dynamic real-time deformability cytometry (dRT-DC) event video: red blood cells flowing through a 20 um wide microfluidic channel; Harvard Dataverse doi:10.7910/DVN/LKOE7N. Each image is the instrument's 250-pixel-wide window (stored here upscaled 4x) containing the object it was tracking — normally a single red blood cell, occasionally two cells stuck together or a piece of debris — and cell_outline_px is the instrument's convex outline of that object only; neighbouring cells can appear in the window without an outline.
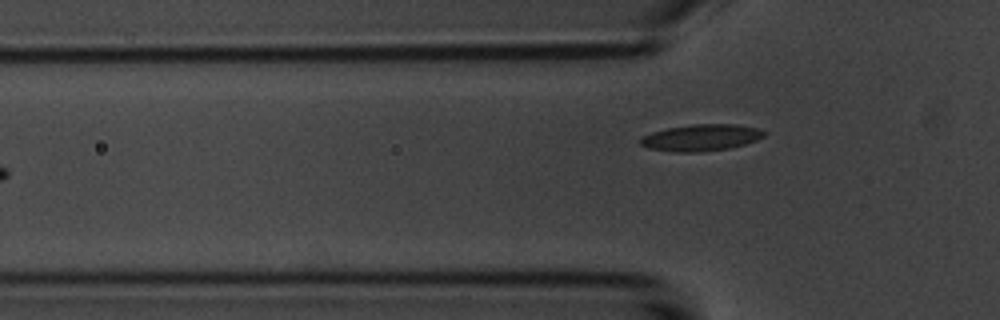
{"species": "common noctule bat (a hibernating species)", "species_latin": "Nyctalus noctula", "temperature_condition": "room temperature", "stored_images_in_passage": 6, "camera_frame_rate_fps": 3000, "um_per_image_px": 0.085, "animal": {"sex": "male", "body_mass_g": 20.1, "forearm_length_mm": 53.5}, "frame": {"image": 1, "passage_image": 6, "time_ms": 5.667, "image_size_px": [1000, 320], "cell_outline_px": [[764, 136], [756, 140], [744, 144], [728, 148], [700, 152], [672, 152], [648, 148], [640, 144], [640, 136], [652, 132], [668, 128], [692, 124], [736, 124], [756, 128], [764, 132]], "centroid_in_image_um": [59.54, 11.7], "position_along_channel_um": 66.3, "area_um2": 19.07}}